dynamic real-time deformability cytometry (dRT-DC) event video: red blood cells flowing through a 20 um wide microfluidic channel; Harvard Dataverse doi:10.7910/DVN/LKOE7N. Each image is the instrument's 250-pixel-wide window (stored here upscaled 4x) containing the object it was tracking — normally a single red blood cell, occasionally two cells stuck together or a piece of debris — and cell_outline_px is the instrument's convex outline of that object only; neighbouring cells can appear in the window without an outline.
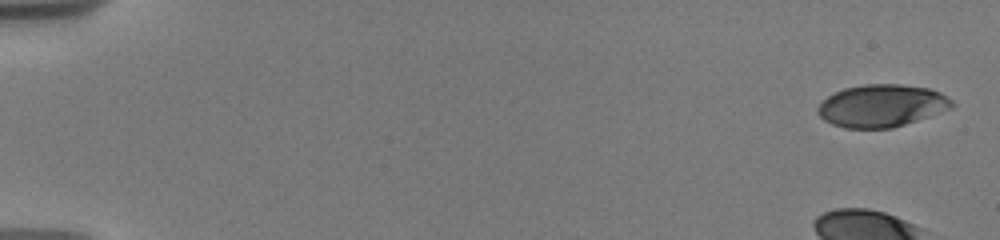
{"species": "human", "species_latin": "Homo sapiens", "temperature_condition": "warm", "stored_images_in_passage": 12, "camera_frame_rate_fps": 3000, "um_per_image_px": 0.085, "donor": {"sex": "male"}, "frame": {"image": 1, "passage_image": 1, "time_ms": 0.0, "image_size_px": [1000, 240], "cell_outline_px": [[956, 104], [952, 108], [892, 128], [844, 128], [832, 124], [824, 120], [816, 112], [816, 108], [828, 96], [844, 88], [864, 84], [900, 84], [928, 88], [940, 92], [952, 100]], "centroid_in_image_um": [74.93, 8.98], "position_along_channel_um": 10.1, "area_um2": 33.06}}